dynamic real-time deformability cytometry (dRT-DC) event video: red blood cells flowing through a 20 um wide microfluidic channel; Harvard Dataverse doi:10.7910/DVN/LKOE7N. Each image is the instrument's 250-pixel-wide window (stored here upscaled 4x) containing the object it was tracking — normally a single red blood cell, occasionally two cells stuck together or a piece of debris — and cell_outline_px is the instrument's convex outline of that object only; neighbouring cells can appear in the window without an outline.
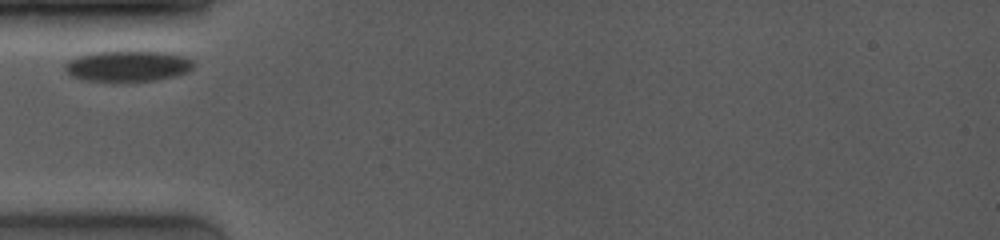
{"species": "common noctule bat (a hibernating species)", "species_latin": "Nyctalus noctula", "temperature_condition": "room temperature", "stored_images_in_passage": 4, "camera_frame_rate_fps": 4000, "um_per_image_px": 0.085, "animal": {"sex": "female", "body_mass_g": 19.0, "forearm_length_mm": 53.3}, "frame": {"image": 1, "passage_image": 1, "time_ms": 0.0, "image_size_px": [1000, 240], "cell_outline_px": [[196, 64], [188, 72], [176, 76], [156, 80], [84, 80], [68, 76], [64, 68], [64, 64], [68, 60], [76, 56], [96, 52], [168, 52], [184, 56], [196, 60]], "centroid_in_image_um": [10.89, 5.61], "position_along_channel_um": 74.1, "area_um2": 23.06}}